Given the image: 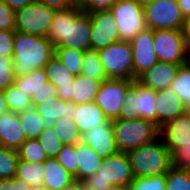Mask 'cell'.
<instances>
[{
    "label": "cell",
    "instance_id": "6da1fadb",
    "mask_svg": "<svg viewBox=\"0 0 190 190\" xmlns=\"http://www.w3.org/2000/svg\"><path fill=\"white\" fill-rule=\"evenodd\" d=\"M47 38L54 47L90 50L91 20L89 14L81 11L77 5L57 10Z\"/></svg>",
    "mask_w": 190,
    "mask_h": 190
},
{
    "label": "cell",
    "instance_id": "7a4b0ae2",
    "mask_svg": "<svg viewBox=\"0 0 190 190\" xmlns=\"http://www.w3.org/2000/svg\"><path fill=\"white\" fill-rule=\"evenodd\" d=\"M55 55V47L47 37L23 34L15 31L13 68L15 76L32 73L44 68Z\"/></svg>",
    "mask_w": 190,
    "mask_h": 190
},
{
    "label": "cell",
    "instance_id": "3957f363",
    "mask_svg": "<svg viewBox=\"0 0 190 190\" xmlns=\"http://www.w3.org/2000/svg\"><path fill=\"white\" fill-rule=\"evenodd\" d=\"M127 154L134 177L166 175L173 167V157L160 136Z\"/></svg>",
    "mask_w": 190,
    "mask_h": 190
},
{
    "label": "cell",
    "instance_id": "277c9868",
    "mask_svg": "<svg viewBox=\"0 0 190 190\" xmlns=\"http://www.w3.org/2000/svg\"><path fill=\"white\" fill-rule=\"evenodd\" d=\"M134 179L129 156L126 152L103 158L97 173L82 183L90 190H110L112 187L128 186Z\"/></svg>",
    "mask_w": 190,
    "mask_h": 190
},
{
    "label": "cell",
    "instance_id": "5b68a950",
    "mask_svg": "<svg viewBox=\"0 0 190 190\" xmlns=\"http://www.w3.org/2000/svg\"><path fill=\"white\" fill-rule=\"evenodd\" d=\"M112 129L120 152H128L159 137L160 127L152 121L137 119H116Z\"/></svg>",
    "mask_w": 190,
    "mask_h": 190
},
{
    "label": "cell",
    "instance_id": "8992f818",
    "mask_svg": "<svg viewBox=\"0 0 190 190\" xmlns=\"http://www.w3.org/2000/svg\"><path fill=\"white\" fill-rule=\"evenodd\" d=\"M57 9L34 1L15 11V31L23 34L47 37Z\"/></svg>",
    "mask_w": 190,
    "mask_h": 190
},
{
    "label": "cell",
    "instance_id": "52a82bcc",
    "mask_svg": "<svg viewBox=\"0 0 190 190\" xmlns=\"http://www.w3.org/2000/svg\"><path fill=\"white\" fill-rule=\"evenodd\" d=\"M156 91L140 85L135 80L125 95L120 119L142 118L157 124Z\"/></svg>",
    "mask_w": 190,
    "mask_h": 190
},
{
    "label": "cell",
    "instance_id": "ba28073f",
    "mask_svg": "<svg viewBox=\"0 0 190 190\" xmlns=\"http://www.w3.org/2000/svg\"><path fill=\"white\" fill-rule=\"evenodd\" d=\"M107 78L133 80V55L129 41L120 40L98 50Z\"/></svg>",
    "mask_w": 190,
    "mask_h": 190
},
{
    "label": "cell",
    "instance_id": "9c48e42d",
    "mask_svg": "<svg viewBox=\"0 0 190 190\" xmlns=\"http://www.w3.org/2000/svg\"><path fill=\"white\" fill-rule=\"evenodd\" d=\"M146 28L184 30L186 19L177 0H155L143 7Z\"/></svg>",
    "mask_w": 190,
    "mask_h": 190
},
{
    "label": "cell",
    "instance_id": "30bf717a",
    "mask_svg": "<svg viewBox=\"0 0 190 190\" xmlns=\"http://www.w3.org/2000/svg\"><path fill=\"white\" fill-rule=\"evenodd\" d=\"M153 42L159 62L178 65L187 63V44L184 30H154Z\"/></svg>",
    "mask_w": 190,
    "mask_h": 190
},
{
    "label": "cell",
    "instance_id": "8fae6325",
    "mask_svg": "<svg viewBox=\"0 0 190 190\" xmlns=\"http://www.w3.org/2000/svg\"><path fill=\"white\" fill-rule=\"evenodd\" d=\"M121 40L130 41L146 28L144 9L136 0H118L110 10Z\"/></svg>",
    "mask_w": 190,
    "mask_h": 190
},
{
    "label": "cell",
    "instance_id": "7c38bea8",
    "mask_svg": "<svg viewBox=\"0 0 190 190\" xmlns=\"http://www.w3.org/2000/svg\"><path fill=\"white\" fill-rule=\"evenodd\" d=\"M133 81L108 78L101 82L94 102L109 120L120 119V111L125 101V95Z\"/></svg>",
    "mask_w": 190,
    "mask_h": 190
},
{
    "label": "cell",
    "instance_id": "4fadbf2b",
    "mask_svg": "<svg viewBox=\"0 0 190 190\" xmlns=\"http://www.w3.org/2000/svg\"><path fill=\"white\" fill-rule=\"evenodd\" d=\"M88 14L91 20L90 50L98 51L121 40L114 15L110 10Z\"/></svg>",
    "mask_w": 190,
    "mask_h": 190
},
{
    "label": "cell",
    "instance_id": "5bb4252c",
    "mask_svg": "<svg viewBox=\"0 0 190 190\" xmlns=\"http://www.w3.org/2000/svg\"><path fill=\"white\" fill-rule=\"evenodd\" d=\"M153 39L154 30L145 28L129 41L133 55V80L144 70L152 68L159 62Z\"/></svg>",
    "mask_w": 190,
    "mask_h": 190
},
{
    "label": "cell",
    "instance_id": "9a60e30c",
    "mask_svg": "<svg viewBox=\"0 0 190 190\" xmlns=\"http://www.w3.org/2000/svg\"><path fill=\"white\" fill-rule=\"evenodd\" d=\"M159 136L173 156L179 149L190 145V114L185 111L177 118L160 126Z\"/></svg>",
    "mask_w": 190,
    "mask_h": 190
},
{
    "label": "cell",
    "instance_id": "2e32d148",
    "mask_svg": "<svg viewBox=\"0 0 190 190\" xmlns=\"http://www.w3.org/2000/svg\"><path fill=\"white\" fill-rule=\"evenodd\" d=\"M81 141L88 144L101 158H106L120 152L115 141L112 121L109 119L105 123L96 125L92 129L85 131L81 135Z\"/></svg>",
    "mask_w": 190,
    "mask_h": 190
},
{
    "label": "cell",
    "instance_id": "e0dca14e",
    "mask_svg": "<svg viewBox=\"0 0 190 190\" xmlns=\"http://www.w3.org/2000/svg\"><path fill=\"white\" fill-rule=\"evenodd\" d=\"M180 66L173 63L158 62L152 68L140 73L135 81L154 91L166 89L176 78Z\"/></svg>",
    "mask_w": 190,
    "mask_h": 190
},
{
    "label": "cell",
    "instance_id": "ac0fdd59",
    "mask_svg": "<svg viewBox=\"0 0 190 190\" xmlns=\"http://www.w3.org/2000/svg\"><path fill=\"white\" fill-rule=\"evenodd\" d=\"M26 139L18 113L0 115V146L17 151Z\"/></svg>",
    "mask_w": 190,
    "mask_h": 190
},
{
    "label": "cell",
    "instance_id": "d6986e66",
    "mask_svg": "<svg viewBox=\"0 0 190 190\" xmlns=\"http://www.w3.org/2000/svg\"><path fill=\"white\" fill-rule=\"evenodd\" d=\"M44 69L46 71L48 81L58 90L57 97L70 102L74 76L55 55Z\"/></svg>",
    "mask_w": 190,
    "mask_h": 190
},
{
    "label": "cell",
    "instance_id": "ffe728a7",
    "mask_svg": "<svg viewBox=\"0 0 190 190\" xmlns=\"http://www.w3.org/2000/svg\"><path fill=\"white\" fill-rule=\"evenodd\" d=\"M157 101V125L160 127L164 123L177 118L186 110L181 99L170 88L156 91Z\"/></svg>",
    "mask_w": 190,
    "mask_h": 190
},
{
    "label": "cell",
    "instance_id": "44dd1931",
    "mask_svg": "<svg viewBox=\"0 0 190 190\" xmlns=\"http://www.w3.org/2000/svg\"><path fill=\"white\" fill-rule=\"evenodd\" d=\"M44 120L45 127H53L55 121L62 117L73 119L76 113V104L56 98V101H46L33 106Z\"/></svg>",
    "mask_w": 190,
    "mask_h": 190
},
{
    "label": "cell",
    "instance_id": "7402d4cb",
    "mask_svg": "<svg viewBox=\"0 0 190 190\" xmlns=\"http://www.w3.org/2000/svg\"><path fill=\"white\" fill-rule=\"evenodd\" d=\"M77 181L82 182L84 179L97 173L103 158L94 152L88 145L80 141L75 145Z\"/></svg>",
    "mask_w": 190,
    "mask_h": 190
},
{
    "label": "cell",
    "instance_id": "603a6c76",
    "mask_svg": "<svg viewBox=\"0 0 190 190\" xmlns=\"http://www.w3.org/2000/svg\"><path fill=\"white\" fill-rule=\"evenodd\" d=\"M107 120L108 118L94 101L76 105L73 121L81 134Z\"/></svg>",
    "mask_w": 190,
    "mask_h": 190
},
{
    "label": "cell",
    "instance_id": "cb8c5ba5",
    "mask_svg": "<svg viewBox=\"0 0 190 190\" xmlns=\"http://www.w3.org/2000/svg\"><path fill=\"white\" fill-rule=\"evenodd\" d=\"M45 177L44 188L48 190H61L75 182L74 176L66 171L56 158H47L44 161Z\"/></svg>",
    "mask_w": 190,
    "mask_h": 190
},
{
    "label": "cell",
    "instance_id": "d4e9b609",
    "mask_svg": "<svg viewBox=\"0 0 190 190\" xmlns=\"http://www.w3.org/2000/svg\"><path fill=\"white\" fill-rule=\"evenodd\" d=\"M101 82L87 75L74 76L73 89H71V101L74 104H86L95 101Z\"/></svg>",
    "mask_w": 190,
    "mask_h": 190
},
{
    "label": "cell",
    "instance_id": "484cf974",
    "mask_svg": "<svg viewBox=\"0 0 190 190\" xmlns=\"http://www.w3.org/2000/svg\"><path fill=\"white\" fill-rule=\"evenodd\" d=\"M15 177L30 184L33 190L43 188L45 177L44 162L35 163L19 159Z\"/></svg>",
    "mask_w": 190,
    "mask_h": 190
},
{
    "label": "cell",
    "instance_id": "4316f807",
    "mask_svg": "<svg viewBox=\"0 0 190 190\" xmlns=\"http://www.w3.org/2000/svg\"><path fill=\"white\" fill-rule=\"evenodd\" d=\"M14 84L30 98L36 94L40 88H50L51 83L44 68L35 69L30 74L15 76Z\"/></svg>",
    "mask_w": 190,
    "mask_h": 190
},
{
    "label": "cell",
    "instance_id": "83f0119b",
    "mask_svg": "<svg viewBox=\"0 0 190 190\" xmlns=\"http://www.w3.org/2000/svg\"><path fill=\"white\" fill-rule=\"evenodd\" d=\"M169 88L181 99L184 109L190 110V66L187 63L180 66Z\"/></svg>",
    "mask_w": 190,
    "mask_h": 190
},
{
    "label": "cell",
    "instance_id": "f1b7e54d",
    "mask_svg": "<svg viewBox=\"0 0 190 190\" xmlns=\"http://www.w3.org/2000/svg\"><path fill=\"white\" fill-rule=\"evenodd\" d=\"M20 123L27 139H37L44 130V120L34 107L18 113Z\"/></svg>",
    "mask_w": 190,
    "mask_h": 190
},
{
    "label": "cell",
    "instance_id": "f546056e",
    "mask_svg": "<svg viewBox=\"0 0 190 190\" xmlns=\"http://www.w3.org/2000/svg\"><path fill=\"white\" fill-rule=\"evenodd\" d=\"M84 52L75 48L55 47V56L73 76L81 74Z\"/></svg>",
    "mask_w": 190,
    "mask_h": 190
},
{
    "label": "cell",
    "instance_id": "4dcf8cb0",
    "mask_svg": "<svg viewBox=\"0 0 190 190\" xmlns=\"http://www.w3.org/2000/svg\"><path fill=\"white\" fill-rule=\"evenodd\" d=\"M3 91L9 111L21 113L33 107L32 99L13 83Z\"/></svg>",
    "mask_w": 190,
    "mask_h": 190
},
{
    "label": "cell",
    "instance_id": "1f68e13d",
    "mask_svg": "<svg viewBox=\"0 0 190 190\" xmlns=\"http://www.w3.org/2000/svg\"><path fill=\"white\" fill-rule=\"evenodd\" d=\"M53 129L64 145H76L81 141V133L73 119L62 117L55 121Z\"/></svg>",
    "mask_w": 190,
    "mask_h": 190
},
{
    "label": "cell",
    "instance_id": "d6a6232c",
    "mask_svg": "<svg viewBox=\"0 0 190 190\" xmlns=\"http://www.w3.org/2000/svg\"><path fill=\"white\" fill-rule=\"evenodd\" d=\"M81 74L103 82L107 80L98 51L86 50L83 54Z\"/></svg>",
    "mask_w": 190,
    "mask_h": 190
},
{
    "label": "cell",
    "instance_id": "836d02e7",
    "mask_svg": "<svg viewBox=\"0 0 190 190\" xmlns=\"http://www.w3.org/2000/svg\"><path fill=\"white\" fill-rule=\"evenodd\" d=\"M19 159L41 163L48 157L37 139H26L17 150Z\"/></svg>",
    "mask_w": 190,
    "mask_h": 190
},
{
    "label": "cell",
    "instance_id": "e575fe53",
    "mask_svg": "<svg viewBox=\"0 0 190 190\" xmlns=\"http://www.w3.org/2000/svg\"><path fill=\"white\" fill-rule=\"evenodd\" d=\"M18 161L16 150L0 146V179L15 177Z\"/></svg>",
    "mask_w": 190,
    "mask_h": 190
},
{
    "label": "cell",
    "instance_id": "d590c367",
    "mask_svg": "<svg viewBox=\"0 0 190 190\" xmlns=\"http://www.w3.org/2000/svg\"><path fill=\"white\" fill-rule=\"evenodd\" d=\"M39 144L42 146L48 158H56L59 151L63 147V143L55 133L53 127H45L37 137Z\"/></svg>",
    "mask_w": 190,
    "mask_h": 190
},
{
    "label": "cell",
    "instance_id": "8d00e7d4",
    "mask_svg": "<svg viewBox=\"0 0 190 190\" xmlns=\"http://www.w3.org/2000/svg\"><path fill=\"white\" fill-rule=\"evenodd\" d=\"M165 177V190H190V173L183 167L173 166Z\"/></svg>",
    "mask_w": 190,
    "mask_h": 190
},
{
    "label": "cell",
    "instance_id": "74e56055",
    "mask_svg": "<svg viewBox=\"0 0 190 190\" xmlns=\"http://www.w3.org/2000/svg\"><path fill=\"white\" fill-rule=\"evenodd\" d=\"M129 190H165V175H155L151 177H134L128 185Z\"/></svg>",
    "mask_w": 190,
    "mask_h": 190
},
{
    "label": "cell",
    "instance_id": "f35d334b",
    "mask_svg": "<svg viewBox=\"0 0 190 190\" xmlns=\"http://www.w3.org/2000/svg\"><path fill=\"white\" fill-rule=\"evenodd\" d=\"M56 159L66 171L74 176L75 180L77 181L78 164H76L75 145H63L56 156Z\"/></svg>",
    "mask_w": 190,
    "mask_h": 190
},
{
    "label": "cell",
    "instance_id": "ab89813d",
    "mask_svg": "<svg viewBox=\"0 0 190 190\" xmlns=\"http://www.w3.org/2000/svg\"><path fill=\"white\" fill-rule=\"evenodd\" d=\"M15 72L12 58L0 56V91L14 83Z\"/></svg>",
    "mask_w": 190,
    "mask_h": 190
},
{
    "label": "cell",
    "instance_id": "60d3db41",
    "mask_svg": "<svg viewBox=\"0 0 190 190\" xmlns=\"http://www.w3.org/2000/svg\"><path fill=\"white\" fill-rule=\"evenodd\" d=\"M117 2L118 0H79L77 7L85 13H91L94 11L111 10Z\"/></svg>",
    "mask_w": 190,
    "mask_h": 190
},
{
    "label": "cell",
    "instance_id": "b9f144b4",
    "mask_svg": "<svg viewBox=\"0 0 190 190\" xmlns=\"http://www.w3.org/2000/svg\"><path fill=\"white\" fill-rule=\"evenodd\" d=\"M15 30H0V56L13 58Z\"/></svg>",
    "mask_w": 190,
    "mask_h": 190
},
{
    "label": "cell",
    "instance_id": "7bdbcfd3",
    "mask_svg": "<svg viewBox=\"0 0 190 190\" xmlns=\"http://www.w3.org/2000/svg\"><path fill=\"white\" fill-rule=\"evenodd\" d=\"M0 30H15V11L0 0Z\"/></svg>",
    "mask_w": 190,
    "mask_h": 190
},
{
    "label": "cell",
    "instance_id": "ee69618b",
    "mask_svg": "<svg viewBox=\"0 0 190 190\" xmlns=\"http://www.w3.org/2000/svg\"><path fill=\"white\" fill-rule=\"evenodd\" d=\"M57 88L51 85L50 88H40L36 94H33L32 105H38L46 101H56Z\"/></svg>",
    "mask_w": 190,
    "mask_h": 190
},
{
    "label": "cell",
    "instance_id": "f6af8a7d",
    "mask_svg": "<svg viewBox=\"0 0 190 190\" xmlns=\"http://www.w3.org/2000/svg\"><path fill=\"white\" fill-rule=\"evenodd\" d=\"M172 157L173 166L183 167L190 173V145L179 149Z\"/></svg>",
    "mask_w": 190,
    "mask_h": 190
},
{
    "label": "cell",
    "instance_id": "bcb514c9",
    "mask_svg": "<svg viewBox=\"0 0 190 190\" xmlns=\"http://www.w3.org/2000/svg\"><path fill=\"white\" fill-rule=\"evenodd\" d=\"M0 190H33L30 184L16 177L0 179Z\"/></svg>",
    "mask_w": 190,
    "mask_h": 190
},
{
    "label": "cell",
    "instance_id": "7dc6e473",
    "mask_svg": "<svg viewBox=\"0 0 190 190\" xmlns=\"http://www.w3.org/2000/svg\"><path fill=\"white\" fill-rule=\"evenodd\" d=\"M57 10H64L77 5L75 0H37Z\"/></svg>",
    "mask_w": 190,
    "mask_h": 190
},
{
    "label": "cell",
    "instance_id": "c3c4849f",
    "mask_svg": "<svg viewBox=\"0 0 190 190\" xmlns=\"http://www.w3.org/2000/svg\"><path fill=\"white\" fill-rule=\"evenodd\" d=\"M12 10L17 11L22 9L29 3H32L36 0H3Z\"/></svg>",
    "mask_w": 190,
    "mask_h": 190
},
{
    "label": "cell",
    "instance_id": "681fc988",
    "mask_svg": "<svg viewBox=\"0 0 190 190\" xmlns=\"http://www.w3.org/2000/svg\"><path fill=\"white\" fill-rule=\"evenodd\" d=\"M177 3L183 17L186 20L190 19V0H177Z\"/></svg>",
    "mask_w": 190,
    "mask_h": 190
},
{
    "label": "cell",
    "instance_id": "f907efd6",
    "mask_svg": "<svg viewBox=\"0 0 190 190\" xmlns=\"http://www.w3.org/2000/svg\"><path fill=\"white\" fill-rule=\"evenodd\" d=\"M8 111L9 109L7 107V103H6L3 91H0V115Z\"/></svg>",
    "mask_w": 190,
    "mask_h": 190
},
{
    "label": "cell",
    "instance_id": "816d5d0a",
    "mask_svg": "<svg viewBox=\"0 0 190 190\" xmlns=\"http://www.w3.org/2000/svg\"><path fill=\"white\" fill-rule=\"evenodd\" d=\"M184 31H185L186 44H190V19L186 21Z\"/></svg>",
    "mask_w": 190,
    "mask_h": 190
},
{
    "label": "cell",
    "instance_id": "f5cc1de1",
    "mask_svg": "<svg viewBox=\"0 0 190 190\" xmlns=\"http://www.w3.org/2000/svg\"><path fill=\"white\" fill-rule=\"evenodd\" d=\"M61 190H78V181L73 182L72 184L62 188Z\"/></svg>",
    "mask_w": 190,
    "mask_h": 190
},
{
    "label": "cell",
    "instance_id": "db71d44e",
    "mask_svg": "<svg viewBox=\"0 0 190 190\" xmlns=\"http://www.w3.org/2000/svg\"><path fill=\"white\" fill-rule=\"evenodd\" d=\"M141 6H145L147 4H150L152 2H154L155 0H136Z\"/></svg>",
    "mask_w": 190,
    "mask_h": 190
},
{
    "label": "cell",
    "instance_id": "11a10c76",
    "mask_svg": "<svg viewBox=\"0 0 190 190\" xmlns=\"http://www.w3.org/2000/svg\"><path fill=\"white\" fill-rule=\"evenodd\" d=\"M78 190H90L87 186H85L82 182L78 181Z\"/></svg>",
    "mask_w": 190,
    "mask_h": 190
},
{
    "label": "cell",
    "instance_id": "9f6ffc18",
    "mask_svg": "<svg viewBox=\"0 0 190 190\" xmlns=\"http://www.w3.org/2000/svg\"><path fill=\"white\" fill-rule=\"evenodd\" d=\"M187 64L190 66V44H187Z\"/></svg>",
    "mask_w": 190,
    "mask_h": 190
},
{
    "label": "cell",
    "instance_id": "6f0895ef",
    "mask_svg": "<svg viewBox=\"0 0 190 190\" xmlns=\"http://www.w3.org/2000/svg\"><path fill=\"white\" fill-rule=\"evenodd\" d=\"M110 190H129L128 186L112 187Z\"/></svg>",
    "mask_w": 190,
    "mask_h": 190
},
{
    "label": "cell",
    "instance_id": "680465c9",
    "mask_svg": "<svg viewBox=\"0 0 190 190\" xmlns=\"http://www.w3.org/2000/svg\"><path fill=\"white\" fill-rule=\"evenodd\" d=\"M36 190H48V189L43 187L41 189H36Z\"/></svg>",
    "mask_w": 190,
    "mask_h": 190
}]
</instances>
